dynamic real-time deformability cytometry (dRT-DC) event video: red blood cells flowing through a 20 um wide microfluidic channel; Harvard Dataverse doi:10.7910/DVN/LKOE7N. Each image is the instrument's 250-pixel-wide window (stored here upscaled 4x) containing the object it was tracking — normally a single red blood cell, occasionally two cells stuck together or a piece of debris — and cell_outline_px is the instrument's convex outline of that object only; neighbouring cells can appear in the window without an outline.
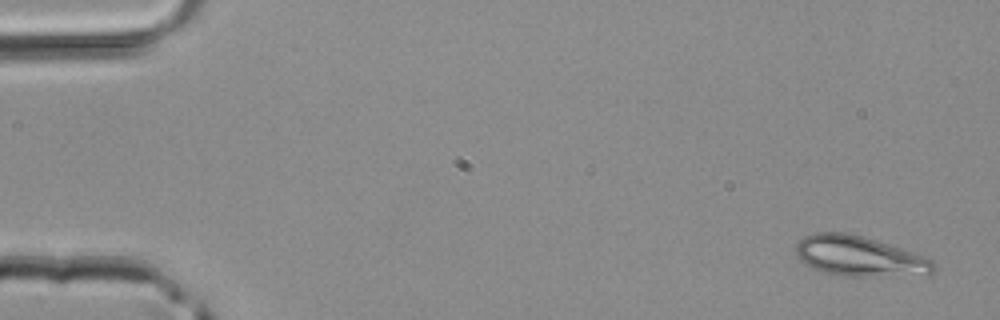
{"species": "common noctule bat (a hibernating species)", "species_latin": "Nyctalus noctula", "temperature_condition": "room temperature", "stored_images_in_passage": 3, "camera_frame_rate_fps": 3000, "um_per_image_px": 0.085, "animal": {"sex": "male", "body_mass_g": 20.4}, "frame": {"image": 1, "passage_image": 1, "time_ms": 0.0, "image_size_px": [1000, 320], "cell_outline_px": [[936, 268], [932, 272], [876, 276], [840, 276], [824, 272], [812, 268], [804, 264], [796, 256], [796, 244], [804, 236], [816, 232], [848, 232], [864, 236], [912, 252], [932, 260], [936, 264]], "centroid_in_image_um": [72.95, 21.76], "position_along_channel_um": 12.0, "area_um2": 31.91}}